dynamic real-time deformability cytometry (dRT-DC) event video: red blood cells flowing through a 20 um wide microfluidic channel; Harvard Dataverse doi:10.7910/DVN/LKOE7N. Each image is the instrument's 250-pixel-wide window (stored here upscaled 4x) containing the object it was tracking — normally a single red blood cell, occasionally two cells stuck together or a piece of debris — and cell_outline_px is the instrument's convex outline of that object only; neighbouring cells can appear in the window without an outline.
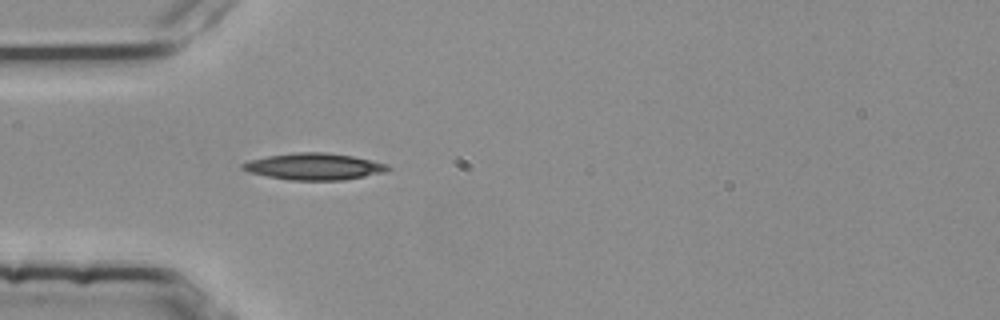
{"species": "common noctule bat (a hibernating species)", "species_latin": "Nyctalus noctula", "temperature_condition": "room temperature", "stored_images_in_passage": 29, "camera_frame_rate_fps": 3000, "um_per_image_px": 0.085, "animal": {"sex": "female", "body_mass_g": 25.1}, "frame": {"image": 1, "passage_image": 1, "time_ms": 0.0, "image_size_px": [1000, 320], "cell_outline_px": [[392, 168], [384, 172], [344, 180], [288, 180], [248, 172], [240, 168], [240, 164], [248, 160], [268, 156], [296, 152], [324, 152], [352, 156], [388, 164]], "centroid_in_image_um": [26.67, 14.15], "position_along_channel_um": 58.3, "area_um2": 22.54}}
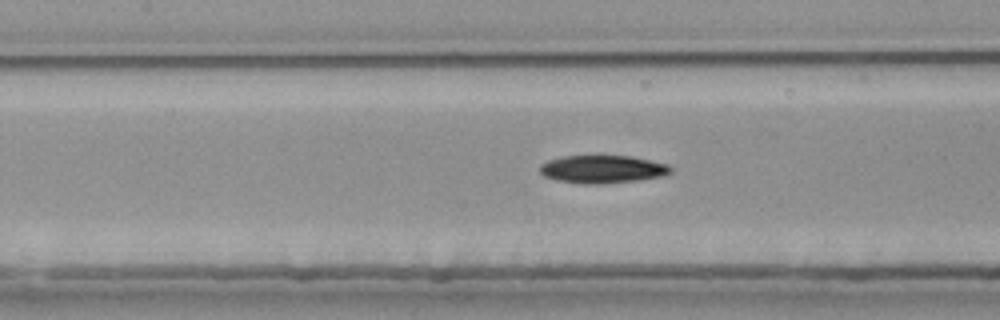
{"frame": {"image": 2, "passage_image": 9, "time_ms": 2.667, "image_size_px": [1000, 320], "cell_outline_px": [[672, 172], [660, 176], [640, 180], [600, 184], [584, 184], [556, 180], [544, 176], [540, 172], [540, 164], [548, 160], [564, 156], [632, 156], [668, 164], [672, 168]], "centroid_in_image_um": [51.21, 14.38], "position_along_channel_um": 156.2, "area_um2": 21.27}, "authors_computed_cell_mechanics": {"area_um2": 21.5016, "velocity_mm_per_s": 3.7881, "shape_relaxation_time_tau1_ms": 10.8228, "shape_relaxation_time_tau2_ms": null, "deformation_change_tau1": 0.2284, "deformation_change_tau2": null}}